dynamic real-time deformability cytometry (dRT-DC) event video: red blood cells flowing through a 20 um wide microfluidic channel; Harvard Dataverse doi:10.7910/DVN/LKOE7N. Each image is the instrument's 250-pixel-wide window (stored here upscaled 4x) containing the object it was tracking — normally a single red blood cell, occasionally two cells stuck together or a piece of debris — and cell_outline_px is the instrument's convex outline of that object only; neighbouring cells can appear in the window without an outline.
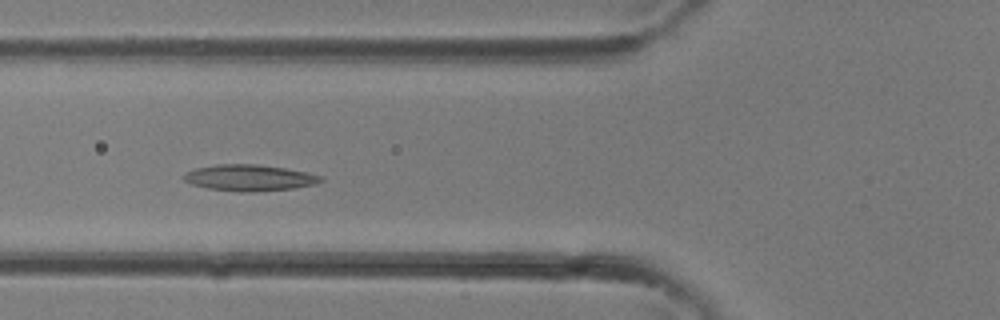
{"species": "common noctule bat (a hibernating species)", "species_latin": "Nyctalus noctula", "temperature_condition": "room temperature", "stored_images_in_passage": 29, "camera_frame_rate_fps": 3000, "um_per_image_px": 0.085, "animal": {"sex": "female"}, "frame": {"image": 1, "passage_image": 8, "time_ms": 2.333, "image_size_px": [1000, 320], "cell_outline_px": [[324, 180], [316, 184], [292, 188], [252, 192], [240, 192], [208, 188], [192, 184], [184, 180], [180, 176], [184, 172], [196, 168], [216, 164], [256, 164], [284, 168], [308, 172], [324, 176]], "centroid_in_image_um": [21.19, 15.1], "position_along_channel_um": 104.6, "area_um2": 21.1}}
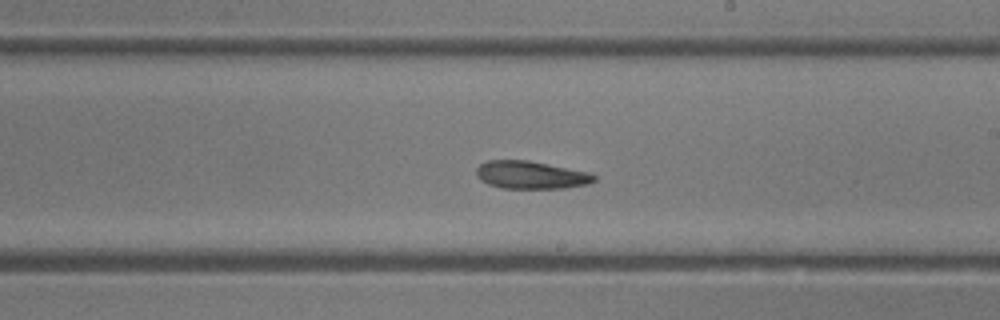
{"frame": {"image": 2, "passage_image": 15, "time_ms": 4.667, "image_size_px": [1000, 320], "cell_outline_px": [[596, 180], [588, 184], [564, 188], [500, 188], [488, 184], [480, 180], [476, 172], [476, 168], [480, 164], [488, 160], [528, 160], [588, 172], [596, 176]], "centroid_in_image_um": [45.11, 14.87], "position_along_channel_um": 243.9, "area_um2": 19.02}}
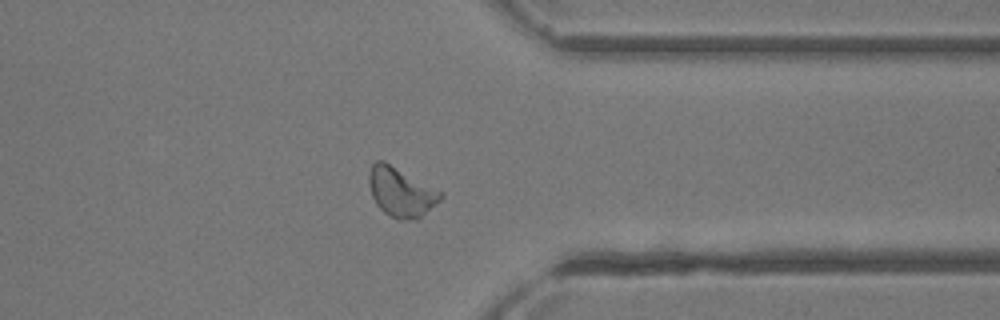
{"frame": {"image": 3, "passage_image": 22, "time_ms": 7.0, "image_size_px": [1000, 320], "cell_outline_px": [[444, 196], [440, 200], [416, 220], [396, 220], [384, 212], [376, 204], [372, 196], [368, 184], [368, 172], [372, 164], [376, 160], [384, 160], [444, 192]], "centroid_in_image_um": [34.07, 16.31], "position_along_channel_um": 377.3, "area_um2": 20.87}}